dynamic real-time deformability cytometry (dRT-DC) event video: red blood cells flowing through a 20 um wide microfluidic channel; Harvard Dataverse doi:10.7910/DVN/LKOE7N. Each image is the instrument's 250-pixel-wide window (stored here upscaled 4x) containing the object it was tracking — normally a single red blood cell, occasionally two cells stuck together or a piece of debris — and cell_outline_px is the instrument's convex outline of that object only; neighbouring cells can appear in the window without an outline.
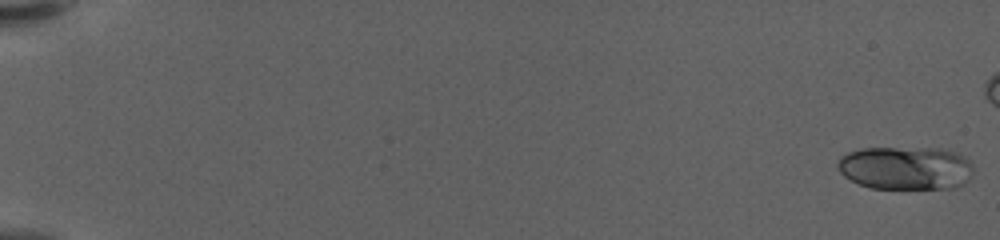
{"species": "human", "species_latin": "Homo sapiens", "temperature_condition": "warm", "stored_images_in_passage": 9, "camera_frame_rate_fps": 3000, "um_per_image_px": 0.085, "donor": {"sex": "female"}, "frame": {"image": 1, "passage_image": 1, "time_ms": 0.0, "image_size_px": [1000, 240], "cell_outline_px": [[972, 176], [964, 184], [952, 188], [872, 188], [860, 184], [844, 176], [840, 172], [836, 164], [840, 156], [848, 152], [860, 148], [940, 148], [960, 152], [972, 164]], "centroid_in_image_um": [77.0, 14.26], "position_along_channel_um": 8.0, "area_um2": 34.56}}